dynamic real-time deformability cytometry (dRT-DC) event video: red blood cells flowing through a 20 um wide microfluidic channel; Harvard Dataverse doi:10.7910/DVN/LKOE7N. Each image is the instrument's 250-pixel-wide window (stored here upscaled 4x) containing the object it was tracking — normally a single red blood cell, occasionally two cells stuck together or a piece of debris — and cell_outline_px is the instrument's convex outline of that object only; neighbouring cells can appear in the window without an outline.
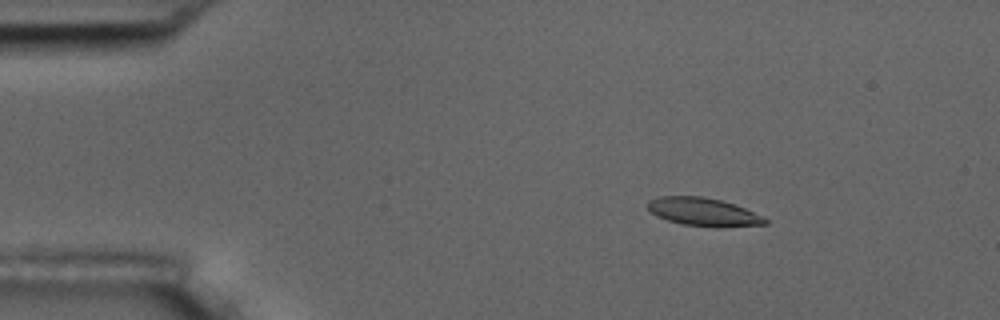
{"species": "common noctule bat (a hibernating species)", "species_latin": "Nyctalus noctula", "temperature_condition": "room temperature", "stored_images_in_passage": 55, "camera_frame_rate_fps": 3000, "um_per_image_px": 0.085, "animal": {"sex": "male", "body_mass_g": 17.5, "forearm_length_mm": 52.3}, "frame": {"image": 1, "passage_image": 8, "time_ms": 2.333, "image_size_px": [1000, 320], "cell_outline_px": [[768, 224], [680, 224], [656, 216], [648, 208], [648, 200], [660, 196], [700, 196], [720, 200], [736, 204], [764, 216], [768, 220]], "centroid_in_image_um": [59.72, 17.95], "position_along_channel_um": 25.3, "area_um2": 18.26}}
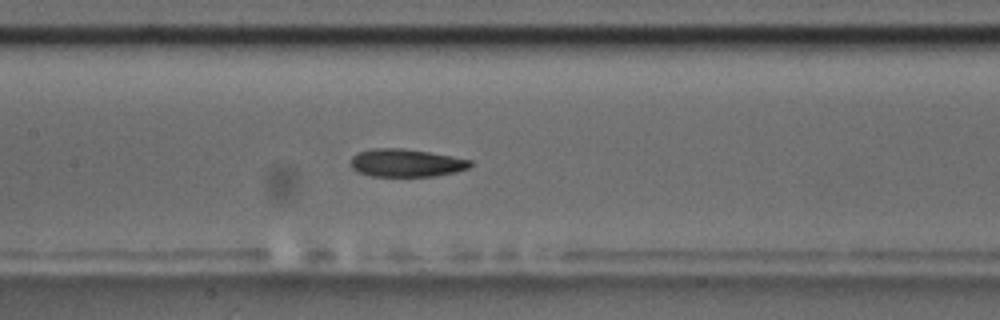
{"frame": {"image": 2, "passage_image": 26, "time_ms": 8.333, "image_size_px": [1000, 320], "cell_outline_px": [[472, 164], [468, 168], [456, 172], [436, 176], [372, 176], [356, 172], [348, 164], [352, 156], [356, 152], [372, 148], [400, 148], [428, 152], [452, 156], [472, 160]], "centroid_in_image_um": [34.47, 13.85], "position_along_channel_um": 172.9, "area_um2": 19.65}}
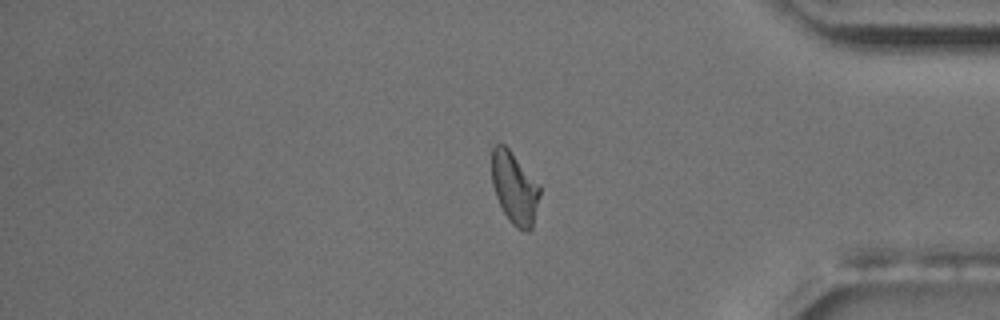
{"frame": {"image": 3, "passage_image": 46, "time_ms": 15.0, "image_size_px": [1000, 320], "cell_outline_px": [[540, 196], [532, 228], [528, 232], [524, 232], [516, 228], [512, 224], [504, 212], [496, 196], [492, 184], [492, 148], [496, 144], [504, 144], [508, 148], [540, 184]], "centroid_in_image_um": [43.75, 16.0], "position_along_channel_um": 391.4, "area_um2": 20.17}, "authors_computed_cell_mechanics": {"area_um2": 19.4786, "velocity_mm_per_s": 3.6211, "shape_relaxation_time_tau1_ms": 6.6598, "shape_relaxation_time_tau2_ms": 2.9502, "deformation_change_tau1": 0.158, "deformation_change_tau2": 0.088}}